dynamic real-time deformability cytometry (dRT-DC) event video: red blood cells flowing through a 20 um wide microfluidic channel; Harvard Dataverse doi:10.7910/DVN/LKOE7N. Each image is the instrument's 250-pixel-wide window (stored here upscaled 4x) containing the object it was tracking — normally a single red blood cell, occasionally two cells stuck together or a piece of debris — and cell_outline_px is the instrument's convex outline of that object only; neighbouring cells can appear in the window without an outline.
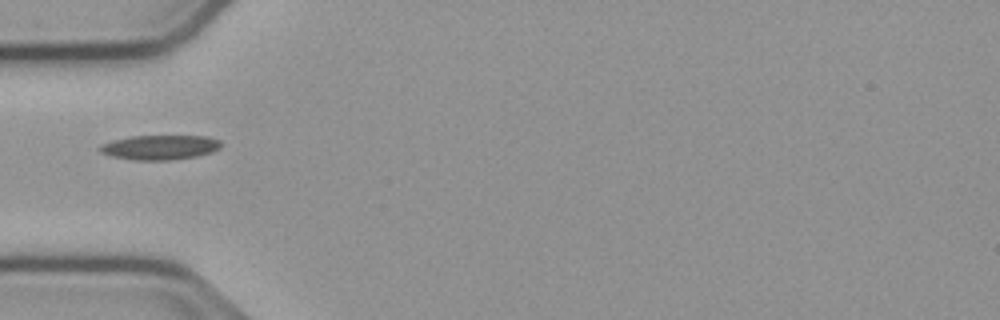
{"species": "common noctule bat (a hibernating species)", "species_latin": "Nyctalus noctula", "temperature_condition": "cold", "stored_images_in_passage": 38, "camera_frame_rate_fps": 3000, "um_per_image_px": 0.085, "animal": {"sex": "male", "body_mass_g": 23.1, "forearm_length_mm": 52.7}, "frame": {"image": 1, "passage_image": 1, "time_ms": 0.0, "image_size_px": [1000, 320], "cell_outline_px": [[220, 148], [212, 152], [196, 156], [168, 160], [132, 160], [112, 156], [100, 152], [96, 148], [100, 144], [132, 136], [204, 136], [220, 140]], "centroid_in_image_um": [13.56, 12.53], "position_along_channel_um": 71.4, "area_um2": 17.28}}
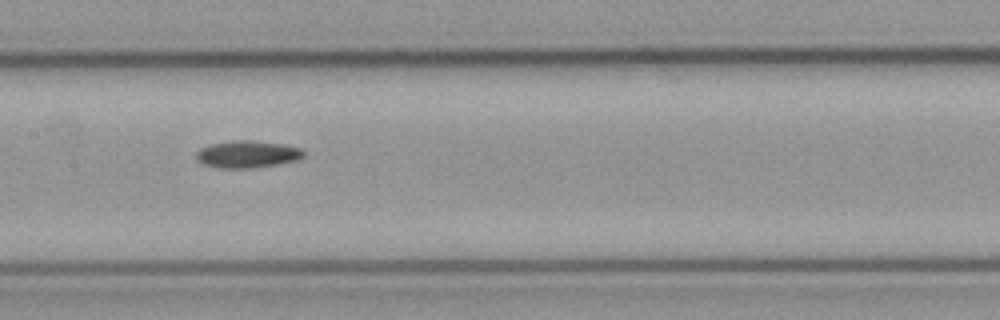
{"frame": {"image": 2, "passage_image": 10, "time_ms": 3.0, "image_size_px": [1000, 320], "cell_outline_px": [[304, 156], [292, 160], [276, 164], [252, 168], [216, 168], [204, 164], [196, 156], [196, 152], [200, 148], [212, 144], [236, 140], [248, 140], [280, 144], [300, 148], [304, 152]], "centroid_in_image_um": [20.98, 13.11], "position_along_channel_um": 186.4, "area_um2": 16.53}}
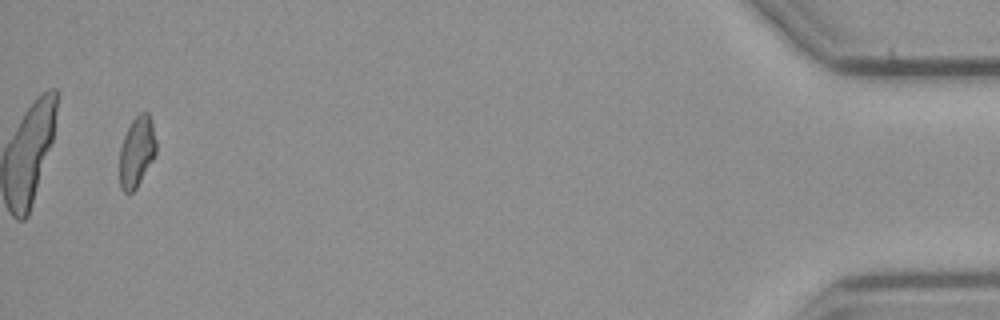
{"frame": {"image": 3, "passage_image": 36, "time_ms": 11.667, "image_size_px": [1000, 320], "cell_outline_px": [[156, 152], [152, 160], [136, 188], [132, 192], [124, 192], [120, 188], [120, 148], [124, 136], [132, 120], [140, 112], [148, 112], [152, 120], [156, 140]], "centroid_in_image_um": [11.63, 12.87], "position_along_channel_um": 423.6, "area_um2": 14.91}}